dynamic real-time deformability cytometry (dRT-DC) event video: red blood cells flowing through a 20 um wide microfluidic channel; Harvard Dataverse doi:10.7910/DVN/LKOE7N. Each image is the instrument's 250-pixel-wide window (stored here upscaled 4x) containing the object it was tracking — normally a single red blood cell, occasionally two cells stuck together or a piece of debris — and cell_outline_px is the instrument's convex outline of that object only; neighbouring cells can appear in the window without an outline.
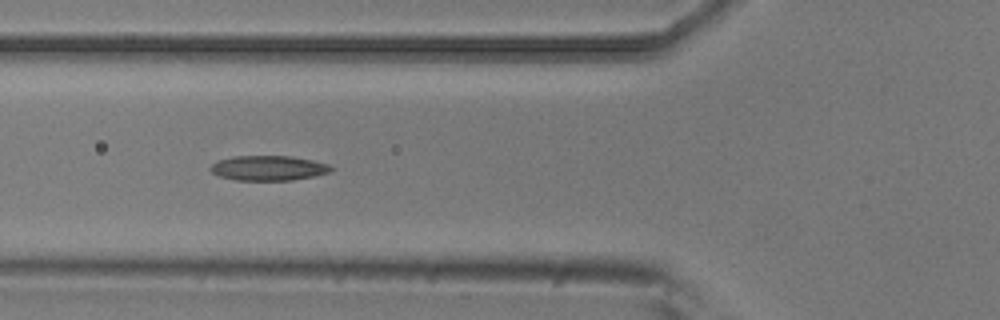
{"species": "common noctule bat (a hibernating species)", "species_latin": "Nyctalus noctula", "temperature_condition": "room temperature", "stored_images_in_passage": 9, "camera_frame_rate_fps": 3000, "um_per_image_px": 0.085, "animal": {"sex": "male", "body_mass_g": 20.5, "forearm_length_mm": 52.5}, "frame": {"image": 1, "passage_image": 6, "time_ms": 1.667, "image_size_px": [1000, 320], "cell_outline_px": [[336, 168], [328, 172], [312, 176], [292, 180], [236, 180], [220, 176], [212, 172], [208, 168], [212, 164], [220, 160], [232, 156], [292, 156], [312, 160], [328, 164]], "centroid_in_image_um": [22.81, 14.28], "position_along_channel_um": 103.0, "area_um2": 17.4}}
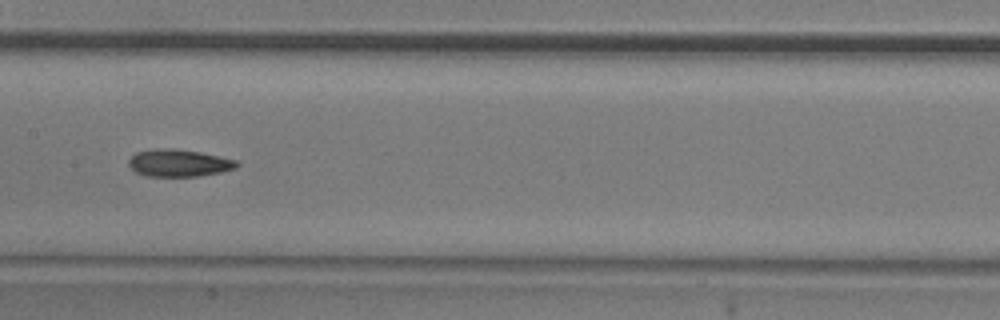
{"frame": {"image": 2, "passage_image": 8, "time_ms": 2.333, "image_size_px": [1000, 320], "cell_outline_px": [[240, 164], [236, 168], [220, 172], [196, 176], [148, 176], [136, 172], [128, 164], [128, 160], [136, 152], [156, 148], [172, 148], [200, 152], [236, 160]], "centroid_in_image_um": [15.19, 13.84], "position_along_channel_um": 192.2, "area_um2": 17.05}}
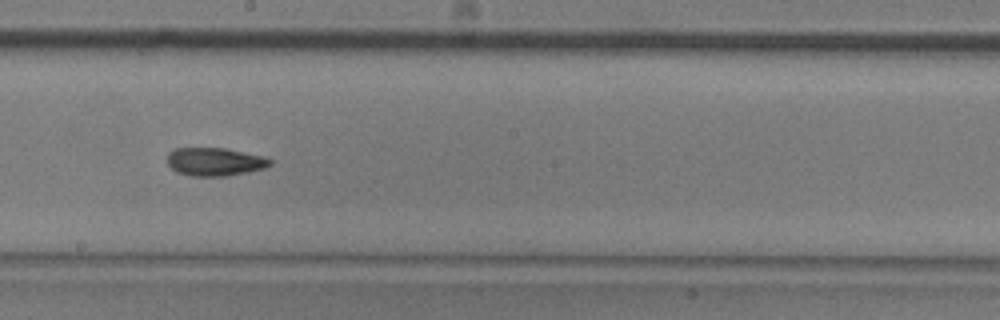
{"frame": {"image": 3, "passage_image": 9, "time_ms": 2.667, "image_size_px": [1000, 320], "cell_outline_px": [[272, 164], [264, 168], [248, 172], [224, 176], [192, 176], [176, 172], [168, 164], [168, 152], [176, 148], [224, 148], [264, 156], [272, 160]], "centroid_in_image_um": [18.26, 13.75], "position_along_channel_um": 229.9, "area_um2": 16.88}}